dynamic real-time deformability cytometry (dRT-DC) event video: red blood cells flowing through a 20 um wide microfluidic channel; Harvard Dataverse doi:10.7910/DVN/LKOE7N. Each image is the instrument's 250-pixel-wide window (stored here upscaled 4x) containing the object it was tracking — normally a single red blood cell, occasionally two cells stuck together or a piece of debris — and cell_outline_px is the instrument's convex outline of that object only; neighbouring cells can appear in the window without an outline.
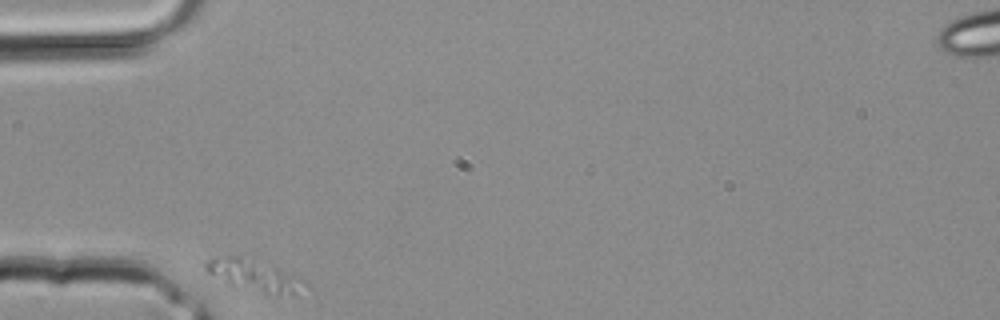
{"species": "common noctule bat (a hibernating species)", "species_latin": "Nyctalus noctula", "temperature_condition": "room temperature", "stored_images_in_passage": 22, "camera_frame_rate_fps": 3000, "um_per_image_px": 0.085, "animal": {"sex": "male", "body_mass_g": 20.4}, "frame": {"image": 1, "passage_image": 1, "time_ms": 0.0, "image_size_px": [1000, 320], "cell_outline_px": [[308, 284], [292, 292], [264, 292], [232, 284], [208, 272], [204, 268], [204, 264], [208, 260], [228, 256], [240, 256], [300, 276]], "centroid_in_image_um": [21.57, 23.36], "position_along_channel_um": 63.4, "area_um2": 16.42}}
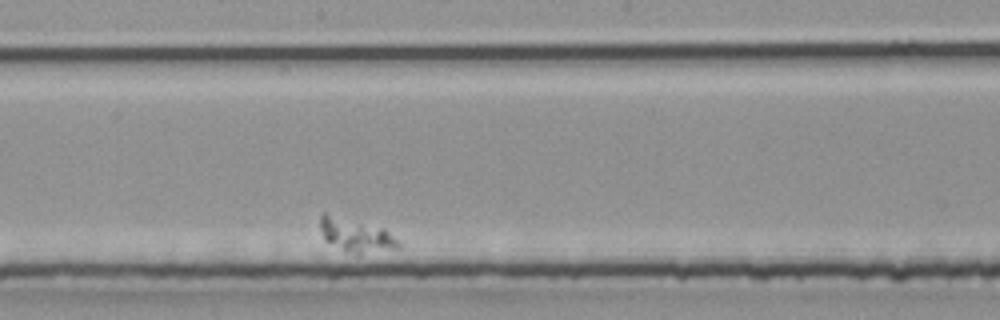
{"frame": {"image": 2, "passage_image": 12, "time_ms": 3.667, "image_size_px": [1000, 320], "cell_outline_px": [[400, 248], [360, 252], [356, 252], [344, 248], [324, 240], [320, 228], [320, 212], [324, 212], [384, 228], [400, 244]], "centroid_in_image_um": [30.21, 19.92], "position_along_channel_um": 218.0, "area_um2": 14.45}}
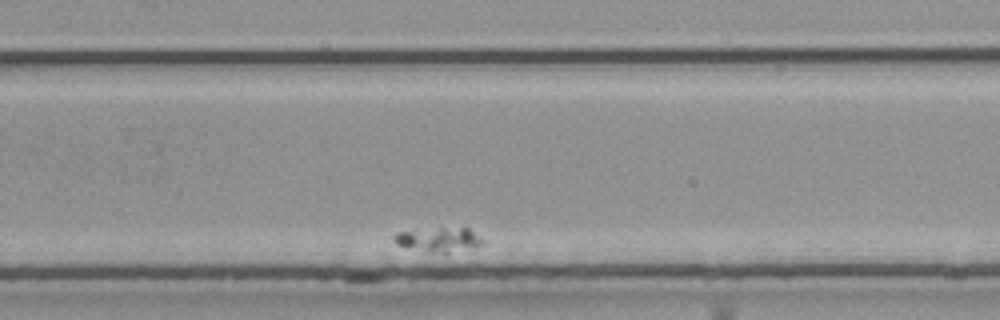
{"frame": {"image": 3, "passage_image": 17, "time_ms": 5.333, "image_size_px": [1000, 320], "cell_outline_px": [[484, 244], [444, 256], [396, 244], [392, 240], [392, 236], [396, 232], [440, 228], [468, 228], [484, 240]], "centroid_in_image_um": [37.31, 20.41], "position_along_channel_um": 292.5, "area_um2": 12.89}}